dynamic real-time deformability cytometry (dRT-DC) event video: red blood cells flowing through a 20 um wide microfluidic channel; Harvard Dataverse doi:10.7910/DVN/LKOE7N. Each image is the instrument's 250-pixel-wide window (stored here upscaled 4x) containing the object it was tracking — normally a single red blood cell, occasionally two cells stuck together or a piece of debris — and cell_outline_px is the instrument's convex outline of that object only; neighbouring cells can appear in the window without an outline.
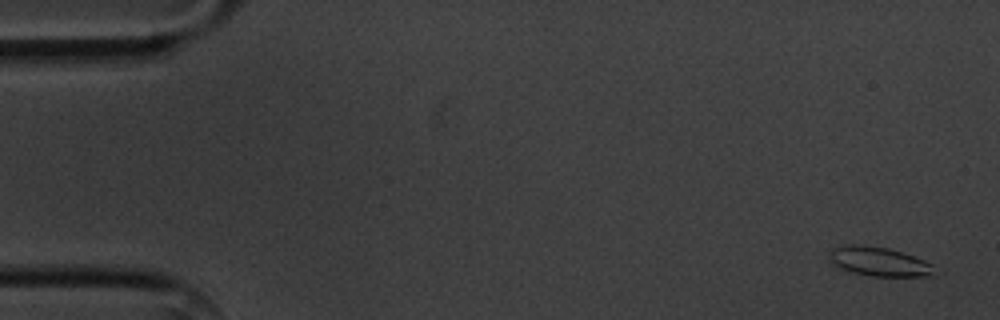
{"species": "common noctule bat (a hibernating species)", "species_latin": "Nyctalus noctula", "temperature_condition": "cold", "stored_images_in_passage": 8, "camera_frame_rate_fps": 3000, "um_per_image_px": 0.085, "animal": {"sex": "male", "body_mass_g": 20.1, "forearm_length_mm": 53.5}, "frame": {"image": 1, "passage_image": 1, "time_ms": 0.0, "image_size_px": [1000, 320], "cell_outline_px": [[932, 276], [868, 276], [852, 272], [840, 268], [832, 264], [828, 260], [828, 252], [832, 248], [844, 244], [860, 244], [888, 248], [924, 260], [932, 264]], "centroid_in_image_um": [74.61, 22.22], "position_along_channel_um": 10.4, "area_um2": 17.92}}
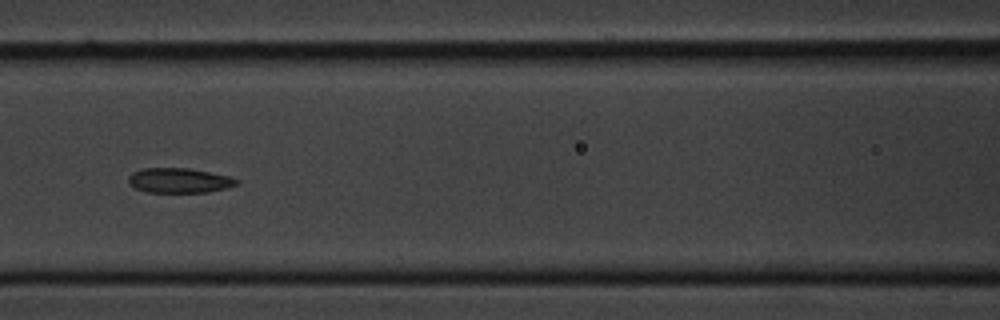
{"frame": {"image": 2, "passage_image": 7, "time_ms": 7.333, "image_size_px": [1000, 320], "cell_outline_px": [[240, 184], [208, 192], [148, 192], [136, 188], [128, 184], [128, 176], [132, 172], [144, 168], [188, 168], [228, 176], [240, 180]], "centroid_in_image_um": [15.22, 15.34], "position_along_channel_um": 151.4, "area_um2": 15.61}}
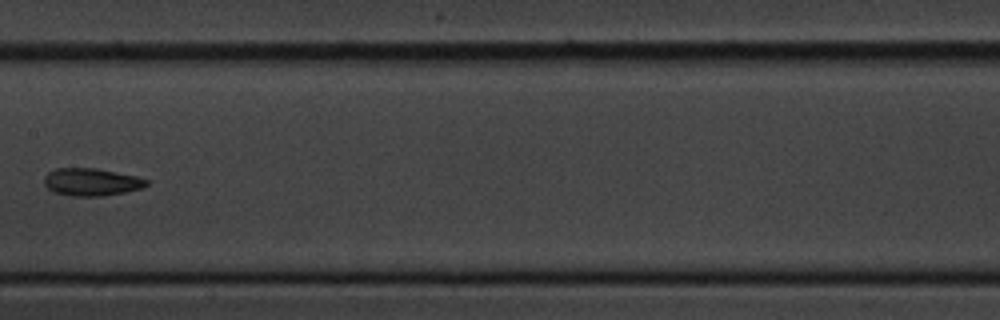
{"frame": {"image": 3, "passage_image": 8, "time_ms": 8.667, "image_size_px": [1000, 320], "cell_outline_px": [[148, 184], [140, 188], [124, 192], [104, 196], [72, 196], [56, 192], [48, 188], [44, 184], [44, 176], [48, 172], [56, 168], [96, 168], [136, 176], [148, 180]], "centroid_in_image_um": [7.75, 15.46], "position_along_channel_um": 199.7, "area_um2": 16.3}}